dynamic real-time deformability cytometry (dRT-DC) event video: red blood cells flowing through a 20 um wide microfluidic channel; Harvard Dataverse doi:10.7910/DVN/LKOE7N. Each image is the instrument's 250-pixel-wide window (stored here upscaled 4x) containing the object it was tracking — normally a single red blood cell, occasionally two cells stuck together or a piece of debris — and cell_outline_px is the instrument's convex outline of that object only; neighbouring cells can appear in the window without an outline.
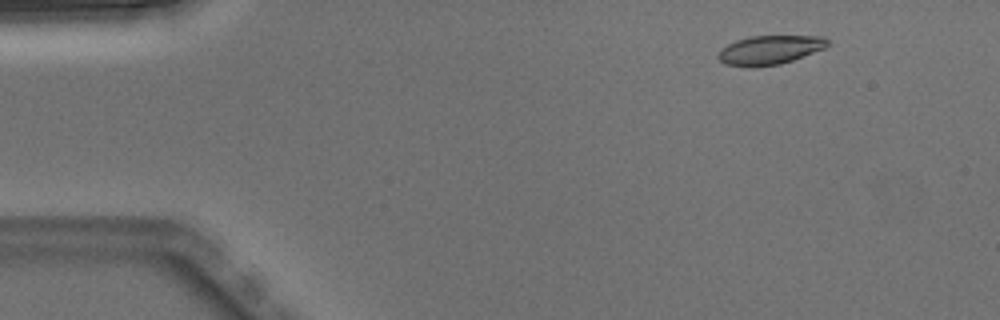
{"species": "Egyptian fruit bat (a non-hibernating species)", "species_latin": "Rousettus aegyptiacus", "temperature_condition": "warm", "stored_images_in_passage": 5, "camera_frame_rate_fps": 3000, "um_per_image_px": 0.085, "animal": {"sex": "male"}, "frame": {"image": 1, "passage_image": 2, "time_ms": 0.333, "image_size_px": [1000, 320], "cell_outline_px": [[828, 44], [824, 48], [792, 60], [780, 64], [752, 68], [724, 64], [716, 56], [720, 48], [736, 40], [752, 36], [824, 36], [828, 40]], "centroid_in_image_um": [65.37, 4.25], "position_along_channel_um": 19.6, "area_um2": 18.55}}
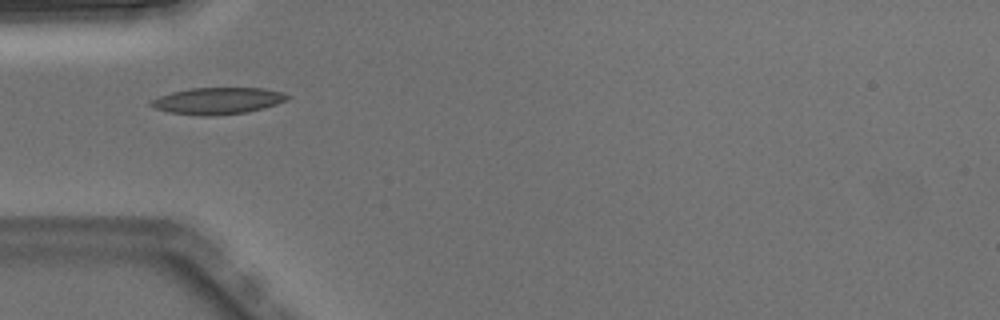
{"frame": {"image": 2, "passage_image": 4, "time_ms": 1.0, "image_size_px": [1000, 320], "cell_outline_px": [[292, 96], [288, 100], [276, 104], [248, 112], [204, 116], [200, 116], [168, 112], [156, 108], [148, 104], [152, 100], [160, 96], [172, 92], [192, 88], [260, 88], [284, 92]], "centroid_in_image_um": [18.54, 8.57], "position_along_channel_um": 66.5, "area_um2": 21.1}}